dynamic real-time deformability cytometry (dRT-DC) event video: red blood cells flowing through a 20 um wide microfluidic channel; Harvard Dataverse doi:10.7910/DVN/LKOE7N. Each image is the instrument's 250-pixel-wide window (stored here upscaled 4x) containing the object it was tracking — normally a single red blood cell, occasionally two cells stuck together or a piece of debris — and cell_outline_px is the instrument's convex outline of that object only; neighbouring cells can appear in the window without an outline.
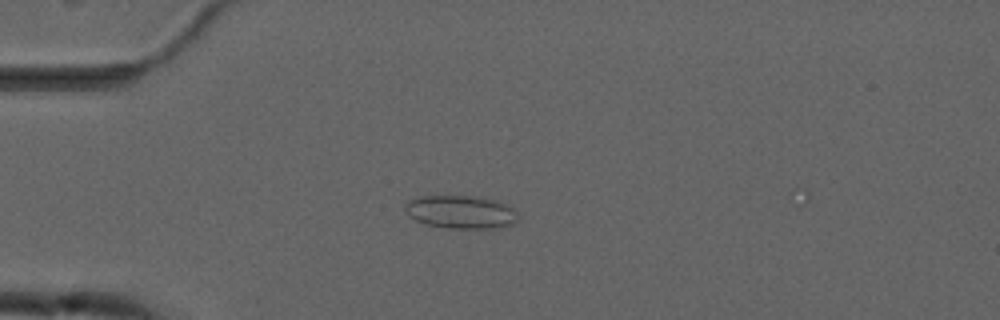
{"species": "common noctule bat (a hibernating species)", "species_latin": "Nyctalus noctula", "temperature_condition": "cold", "stored_images_in_passage": 7, "camera_frame_rate_fps": 3000, "um_per_image_px": 0.085, "animal": {"sex": "male", "forearm_length_mm": 52.5}, "frame": {"image": 1, "passage_image": 5, "time_ms": 4.667, "image_size_px": [1000, 320], "cell_outline_px": [[520, 216], [516, 224], [500, 228], [448, 228], [428, 224], [416, 220], [408, 216], [404, 208], [404, 204], [408, 200], [420, 196], [476, 196], [496, 200], [512, 204]], "centroid_in_image_um": [39.26, 18.01], "position_along_channel_um": 45.7, "area_um2": 22.37}}